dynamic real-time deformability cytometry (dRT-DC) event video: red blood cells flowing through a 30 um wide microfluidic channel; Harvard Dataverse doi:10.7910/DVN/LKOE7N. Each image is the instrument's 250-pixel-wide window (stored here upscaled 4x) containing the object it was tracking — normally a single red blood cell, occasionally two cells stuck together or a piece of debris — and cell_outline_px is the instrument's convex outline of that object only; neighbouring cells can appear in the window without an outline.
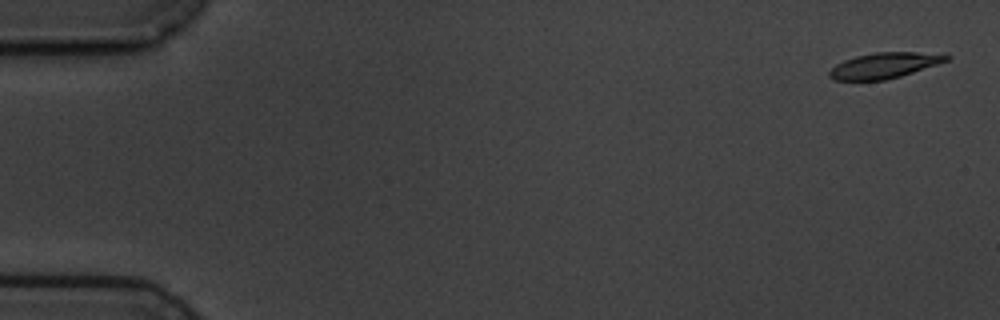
{"species": "common noctule bat (a hibernating species)", "species_latin": "Nyctalus noctula", "temperature_condition": "cold", "stored_images_in_passage": 11, "camera_frame_rate_fps": 3000, "um_per_image_px": 0.085, "animal": {"sex": "male", "body_mass_g": 19.5, "forearm_length_mm": 54.6}, "frame": {"image": 1, "passage_image": 1, "time_ms": 0.0, "image_size_px": [1000, 320], "cell_outline_px": [[952, 56], [948, 60], [900, 76], [884, 80], [832, 80], [828, 76], [828, 72], [836, 64], [844, 60], [856, 56], [876, 52], [916, 52]], "centroid_in_image_um": [75.09, 5.57], "position_along_channel_um": 9.9, "area_um2": 17.17}}
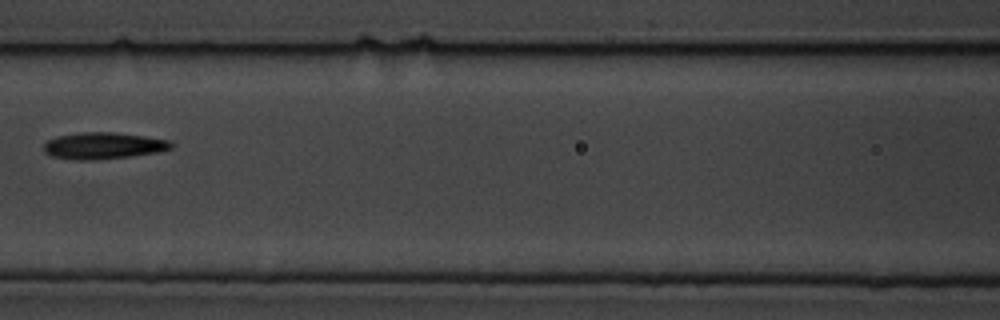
{"frame": {"image": 2, "passage_image": 7, "time_ms": 8.0, "image_size_px": [1000, 320], "cell_outline_px": [[172, 148], [156, 152], [132, 156], [96, 160], [68, 160], [52, 156], [44, 152], [44, 144], [48, 140], [56, 136], [80, 132], [112, 132], [144, 136], [168, 140], [172, 144]], "centroid_in_image_um": [8.73, 12.39], "position_along_channel_um": 157.9, "area_um2": 19.83}}
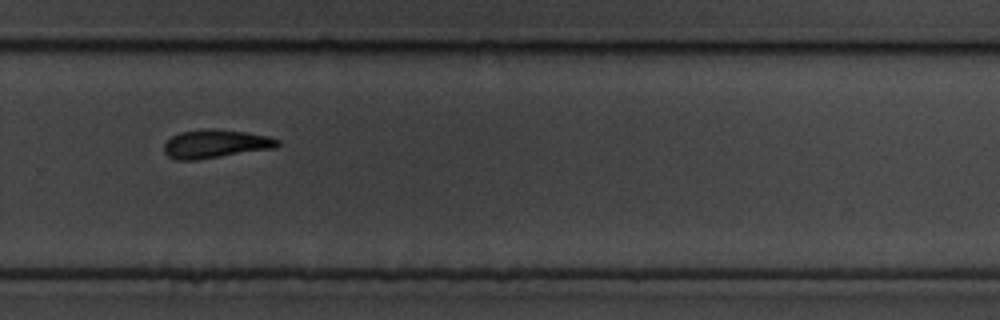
{"frame": {"image": 3, "passage_image": 11, "time_ms": 12.333, "image_size_px": [1000, 320], "cell_outline_px": [[280, 144], [276, 148], [196, 160], [176, 160], [168, 156], [164, 152], [164, 144], [172, 136], [180, 132], [208, 128], [216, 128], [244, 132], [268, 136], [280, 140]], "centroid_in_image_um": [18.32, 12.23], "position_along_channel_um": 311.5, "area_um2": 18.9}}